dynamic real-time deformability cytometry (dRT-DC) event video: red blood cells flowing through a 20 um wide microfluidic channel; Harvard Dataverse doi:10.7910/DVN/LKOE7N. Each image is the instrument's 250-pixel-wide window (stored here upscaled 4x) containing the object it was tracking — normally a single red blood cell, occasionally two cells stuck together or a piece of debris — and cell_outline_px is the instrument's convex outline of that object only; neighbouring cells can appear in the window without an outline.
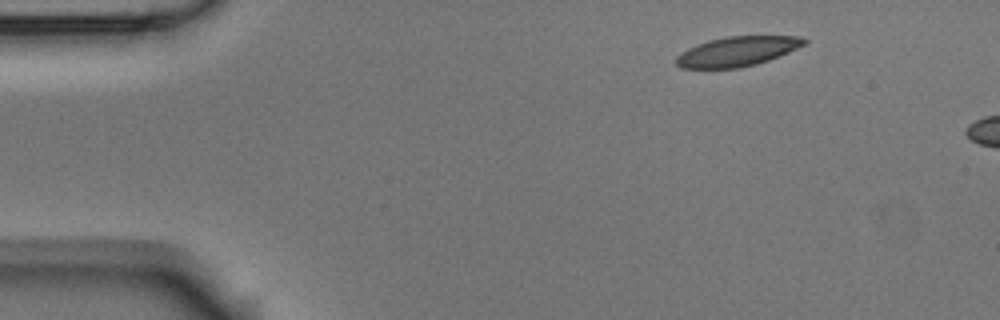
{"species": "Egyptian fruit bat (a non-hibernating species)", "species_latin": "Rousettus aegyptiacus", "temperature_condition": "room temperature", "stored_images_in_passage": 2, "camera_frame_rate_fps": 3000, "um_per_image_px": 0.085, "animal": {"sex": "male"}, "frame": {"image": 1, "passage_image": 1, "time_ms": 0.0, "image_size_px": [1000, 320], "cell_outline_px": [[808, 40], [804, 44], [788, 52], [768, 60], [756, 64], [740, 68], [680, 68], [676, 64], [676, 56], [688, 48], [696, 44], [708, 40], [728, 36], [800, 36]], "centroid_in_image_um": [62.63, 4.37], "position_along_channel_um": 22.4, "area_um2": 22.02}}